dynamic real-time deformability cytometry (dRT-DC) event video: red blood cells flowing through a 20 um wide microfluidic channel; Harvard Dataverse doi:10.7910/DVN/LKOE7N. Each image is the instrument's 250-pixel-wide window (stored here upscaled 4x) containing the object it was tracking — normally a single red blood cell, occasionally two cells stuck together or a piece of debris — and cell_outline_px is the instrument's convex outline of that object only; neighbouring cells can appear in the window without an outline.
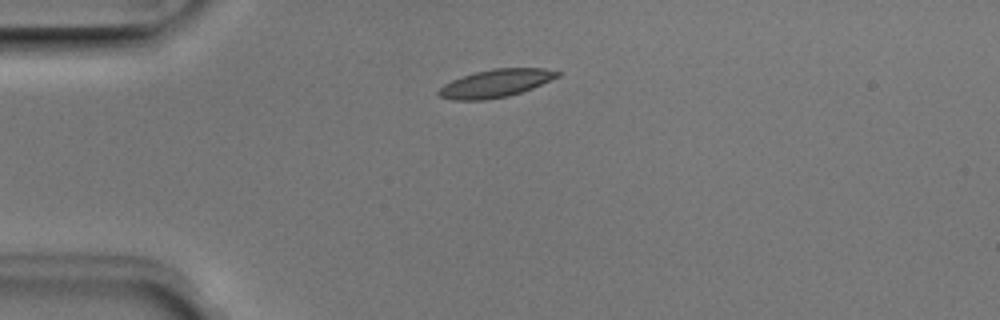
{"species": "Egyptian fruit bat (a non-hibernating species)", "species_latin": "Rousettus aegyptiacus", "temperature_condition": "room temperature", "stored_images_in_passage": 4, "camera_frame_rate_fps": 3000, "um_per_image_px": 0.085, "animal": {"sex": "male"}, "frame": {"image": 1, "passage_image": 1, "time_ms": 0.0, "image_size_px": [1000, 320], "cell_outline_px": [[560, 76], [532, 88], [508, 96], [484, 100], [452, 100], [440, 96], [436, 92], [444, 84], [452, 80], [476, 72], [496, 68], [544, 68], [560, 72]], "centroid_in_image_um": [42.13, 7.08], "position_along_channel_um": 42.9, "area_um2": 19.07}}
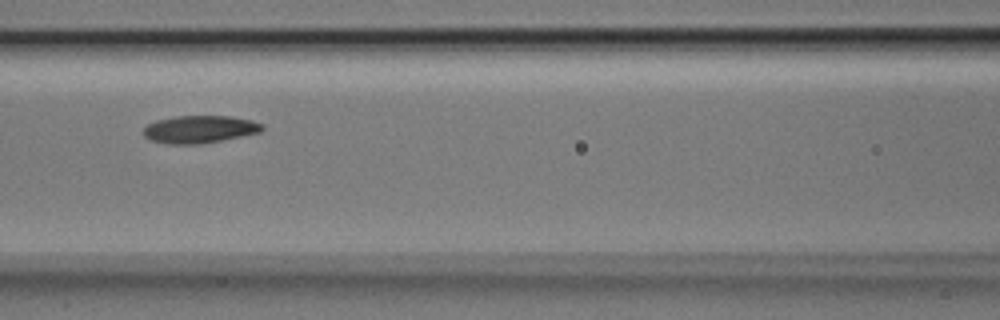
{"frame": {"image": 2, "passage_image": 4, "time_ms": 1.0, "image_size_px": [1000, 320], "cell_outline_px": [[264, 128], [260, 132], [200, 144], [168, 144], [148, 140], [144, 136], [144, 128], [148, 124], [156, 120], [176, 116], [232, 116], [252, 120], [264, 124]], "centroid_in_image_um": [16.96, 10.98], "position_along_channel_um": 149.6, "area_um2": 19.07}}